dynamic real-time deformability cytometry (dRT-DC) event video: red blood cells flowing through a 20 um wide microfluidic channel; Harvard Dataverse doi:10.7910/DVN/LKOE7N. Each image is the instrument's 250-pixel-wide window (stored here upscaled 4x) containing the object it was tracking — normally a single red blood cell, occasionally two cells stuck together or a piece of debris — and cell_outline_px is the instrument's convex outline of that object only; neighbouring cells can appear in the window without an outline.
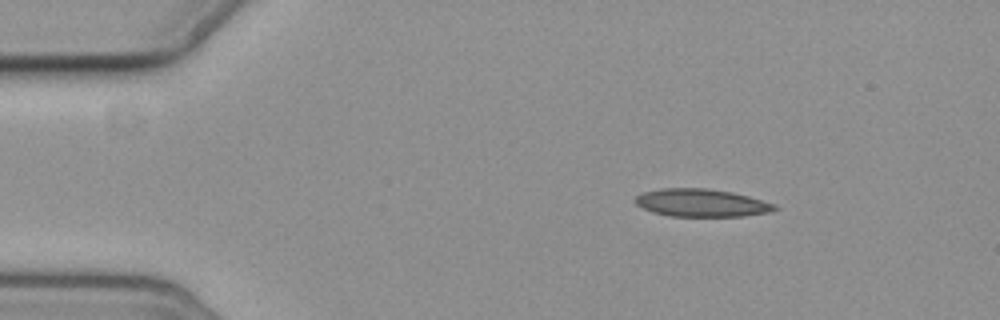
{"species": "common noctule bat (a hibernating species)", "species_latin": "Nyctalus noctula", "temperature_condition": "cold", "stored_images_in_passage": 4, "camera_frame_rate_fps": 3000, "um_per_image_px": 0.085, "animal": {"sex": "female", "body_mass_g": 19.3, "forearm_length_mm": 54.1}, "frame": {"image": 1, "passage_image": 2, "time_ms": 1.333, "image_size_px": [1000, 320], "cell_outline_px": [[780, 208], [768, 212], [744, 216], [668, 216], [652, 212], [636, 204], [632, 200], [636, 196], [644, 192], [660, 188], [704, 188], [732, 192], [748, 196], [776, 204]], "centroid_in_image_um": [59.61, 17.24], "position_along_channel_um": 25.4, "area_um2": 22.6}}